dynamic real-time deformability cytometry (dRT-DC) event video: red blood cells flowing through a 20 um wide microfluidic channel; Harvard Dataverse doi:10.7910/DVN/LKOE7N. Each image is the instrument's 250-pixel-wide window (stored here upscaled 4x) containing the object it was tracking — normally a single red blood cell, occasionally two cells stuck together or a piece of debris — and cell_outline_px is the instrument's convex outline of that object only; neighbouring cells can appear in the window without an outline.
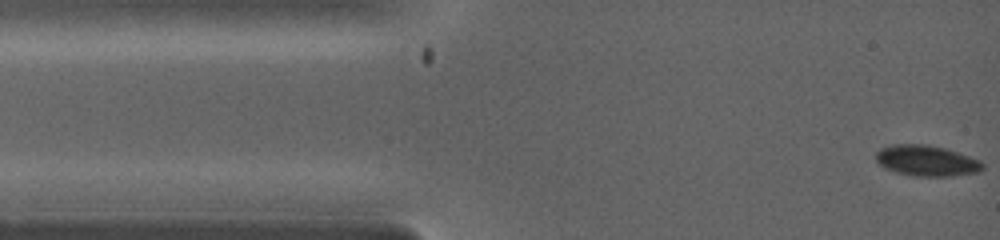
{"species": "common noctule bat (a hibernating species)", "species_latin": "Nyctalus noctula", "temperature_condition": "warm", "stored_images_in_passage": 68, "camera_frame_rate_fps": 5000, "um_per_image_px": 0.085, "animal": {"sex": "female", "body_mass_g": 19.0, "forearm_length_mm": 53.3}, "frame": {"image": 1, "passage_image": 1, "time_ms": 0.0, "image_size_px": [1000, 240], "cell_outline_px": [[984, 168], [976, 172], [952, 176], [912, 176], [896, 172], [884, 168], [876, 160], [876, 152], [880, 148], [892, 144], [928, 144], [944, 148], [980, 160], [984, 164]], "centroid_in_image_um": [78.73, 13.66], "position_along_channel_um": 6.3, "area_um2": 19.13}}
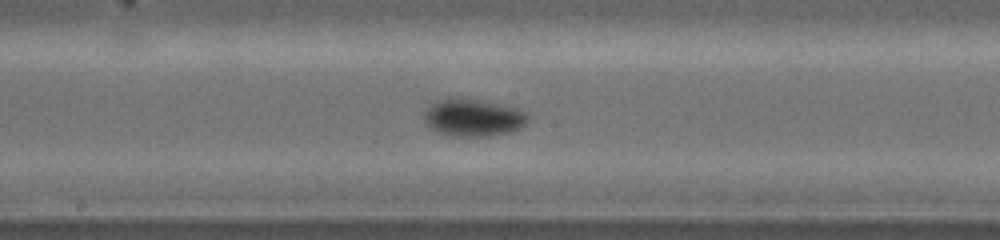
{"frame": {"image": 2, "passage_image": 29, "time_ms": 4.8, "image_size_px": [1000, 240], "cell_outline_px": [[528, 120], [520, 128], [508, 132], [492, 136], [452, 136], [436, 132], [428, 124], [424, 116], [424, 112], [436, 100], [476, 100], [504, 104], [516, 108], [524, 112], [528, 116]], "centroid_in_image_um": [40.25, 10.03], "position_along_channel_um": 208.0, "area_um2": 22.02}}
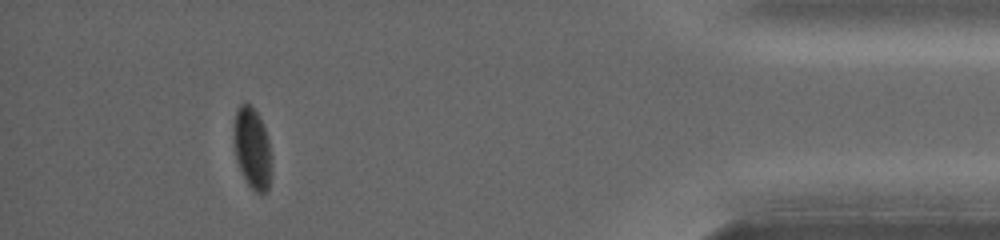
{"frame": {"image": 3, "passage_image": 58, "time_ms": 9.4, "image_size_px": [1000, 240], "cell_outline_px": [[272, 172], [268, 188], [264, 192], [256, 192], [248, 184], [236, 160], [232, 136], [232, 128], [236, 108], [244, 100], [256, 112], [264, 128], [268, 140], [272, 164]], "centroid_in_image_um": [21.41, 12.57], "position_along_channel_um": 413.8, "area_um2": 18.03}}